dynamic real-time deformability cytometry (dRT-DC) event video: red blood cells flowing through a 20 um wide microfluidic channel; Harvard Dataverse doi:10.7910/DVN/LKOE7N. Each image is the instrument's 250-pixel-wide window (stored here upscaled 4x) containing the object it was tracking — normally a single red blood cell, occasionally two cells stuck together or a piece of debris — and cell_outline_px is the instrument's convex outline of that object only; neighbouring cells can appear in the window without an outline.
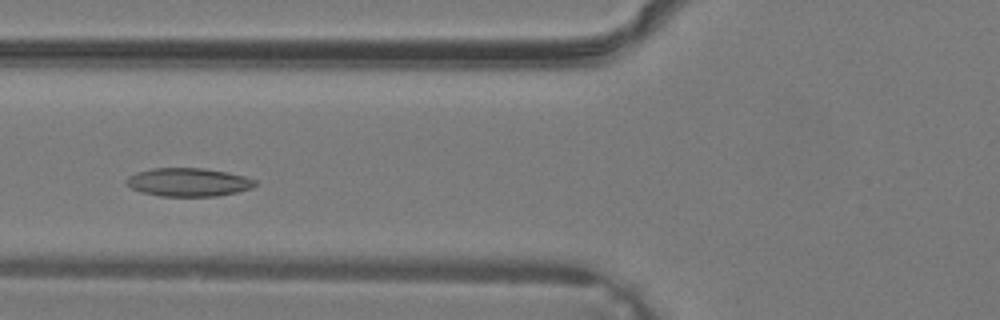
{"species": "common noctule bat (a hibernating species)", "species_latin": "Nyctalus noctula", "temperature_condition": "warm", "stored_images_in_passage": 34, "camera_frame_rate_fps": 3000, "um_per_image_px": 0.085, "animal": {"sex": "male", "body_mass_g": 19.2, "forearm_length_mm": 51.8}, "frame": {"image": 1, "passage_image": 11, "time_ms": 3.333, "image_size_px": [1000, 320], "cell_outline_px": [[256, 184], [252, 188], [236, 192], [216, 196], [160, 196], [140, 192], [132, 188], [124, 180], [128, 176], [136, 172], [152, 168], [200, 168], [228, 172], [244, 176], [256, 180]], "centroid_in_image_um": [15.99, 15.48], "position_along_channel_um": 109.8, "area_um2": 21.27}}
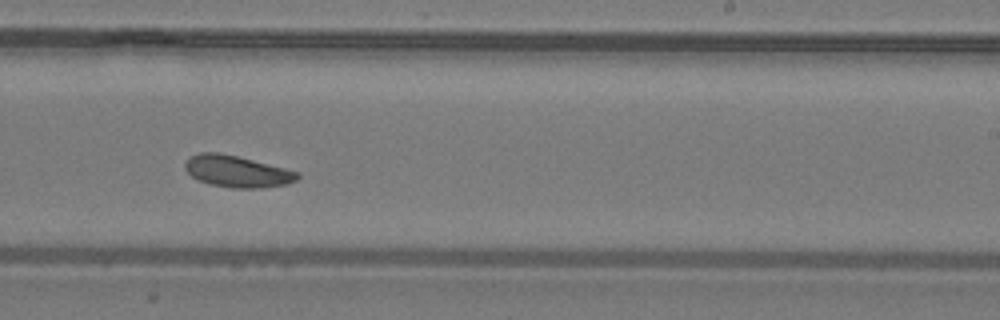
{"frame": {"image": 2, "passage_image": 20, "time_ms": 6.333, "image_size_px": [1000, 320], "cell_outline_px": [[300, 176], [296, 180], [288, 184], [260, 188], [232, 188], [208, 184], [196, 180], [184, 168], [184, 164], [192, 156], [200, 152], [216, 152], [236, 156], [300, 172]], "centroid_in_image_um": [20.14, 14.58], "position_along_channel_um": 268.9, "area_um2": 20.63}}
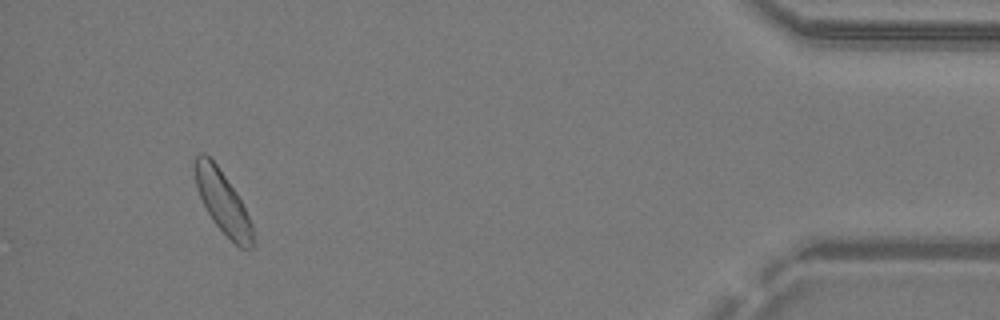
{"frame": {"image": 3, "passage_image": 32, "time_ms": 10.333, "image_size_px": [1000, 320], "cell_outline_px": [[256, 244], [252, 248], [240, 248], [212, 220], [196, 188], [196, 156], [200, 152], [204, 152], [216, 164], [236, 192], [252, 224]], "centroid_in_image_um": [18.97, 17.22], "position_along_channel_um": 416.2, "area_um2": 20.46}}